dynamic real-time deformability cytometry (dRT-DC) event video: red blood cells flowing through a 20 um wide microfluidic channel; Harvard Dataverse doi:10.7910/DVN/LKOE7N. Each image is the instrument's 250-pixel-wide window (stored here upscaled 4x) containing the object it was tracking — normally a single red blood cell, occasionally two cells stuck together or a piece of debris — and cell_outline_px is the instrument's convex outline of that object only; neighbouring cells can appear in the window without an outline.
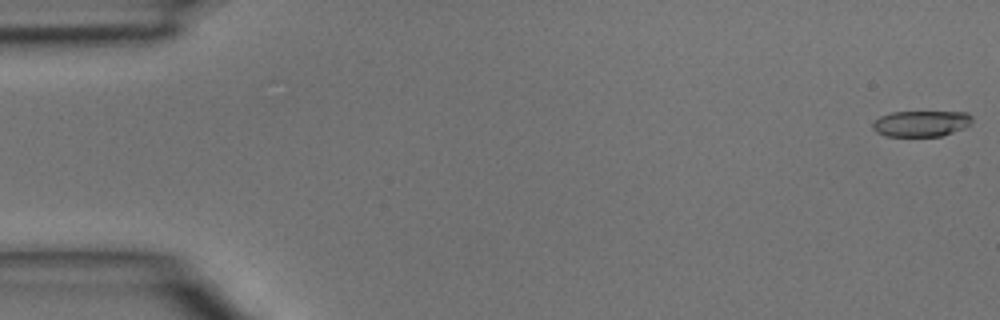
{"species": "common noctule bat (a hibernating species)", "species_latin": "Nyctalus noctula", "temperature_condition": "room temperature", "stored_images_in_passage": 4, "camera_frame_rate_fps": 3000, "um_per_image_px": 0.085, "animal": {"sex": "male", "body_mass_g": 15.6}, "frame": {"image": 1, "passage_image": 1, "time_ms": 0.0, "image_size_px": [1000, 320], "cell_outline_px": [[972, 124], [964, 128], [940, 136], [884, 136], [876, 132], [872, 128], [872, 124], [880, 116], [892, 112], [968, 112], [972, 116]], "centroid_in_image_um": [78.3, 10.5], "position_along_channel_um": 6.7, "area_um2": 15.09}}